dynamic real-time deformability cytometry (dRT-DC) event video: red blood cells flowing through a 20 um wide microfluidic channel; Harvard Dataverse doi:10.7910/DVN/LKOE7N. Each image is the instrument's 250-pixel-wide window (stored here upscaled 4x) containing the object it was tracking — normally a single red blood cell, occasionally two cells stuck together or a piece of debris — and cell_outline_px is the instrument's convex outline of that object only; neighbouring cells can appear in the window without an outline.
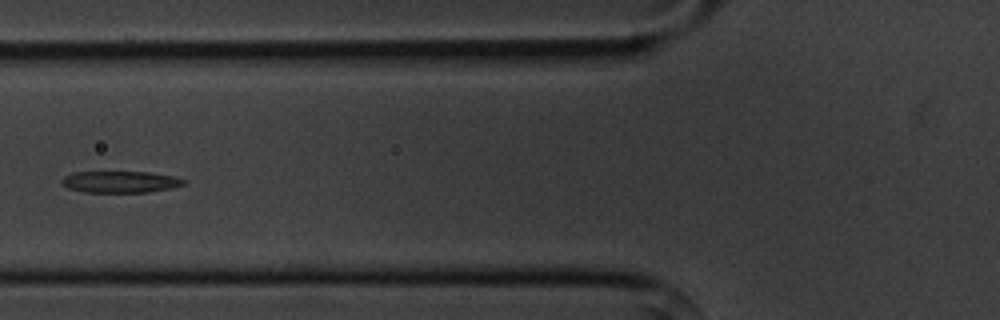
{"species": "common noctule bat (a hibernating species)", "species_latin": "Nyctalus noctula", "temperature_condition": "cold", "stored_images_in_passage": 7, "camera_frame_rate_fps": 3000, "um_per_image_px": 0.085, "animal": {"sex": "male", "body_mass_g": 20.1, "forearm_length_mm": 53.5}, "frame": {"image": 1, "passage_image": 5, "time_ms": 4.667, "image_size_px": [1000, 320], "cell_outline_px": [[184, 184], [168, 188], [148, 192], [84, 192], [68, 188], [60, 184], [60, 180], [64, 176], [72, 172], [148, 172], [172, 176], [184, 180]], "centroid_in_image_um": [10.12, 15.45], "position_along_channel_um": 115.7, "area_um2": 15.2}}
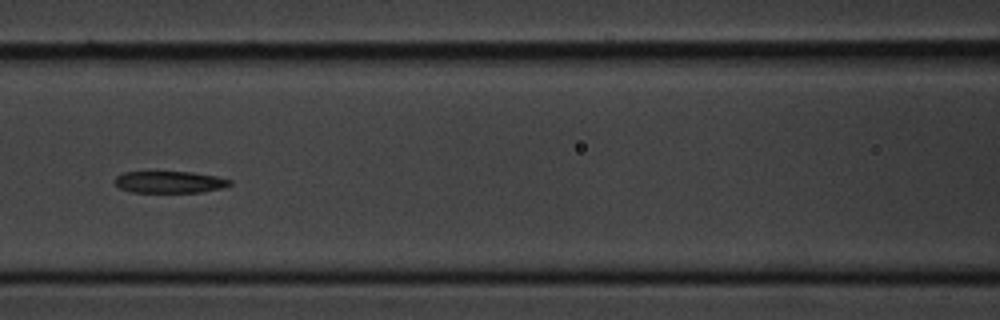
{"frame": {"image": 2, "passage_image": 6, "time_ms": 5.667, "image_size_px": [1000, 320], "cell_outline_px": [[232, 184], [224, 188], [200, 192], [132, 192], [120, 188], [116, 184], [116, 176], [124, 172], [192, 172], [216, 176], [232, 180]], "centroid_in_image_um": [14.46, 15.47], "position_along_channel_um": 152.1, "area_um2": 14.57}}
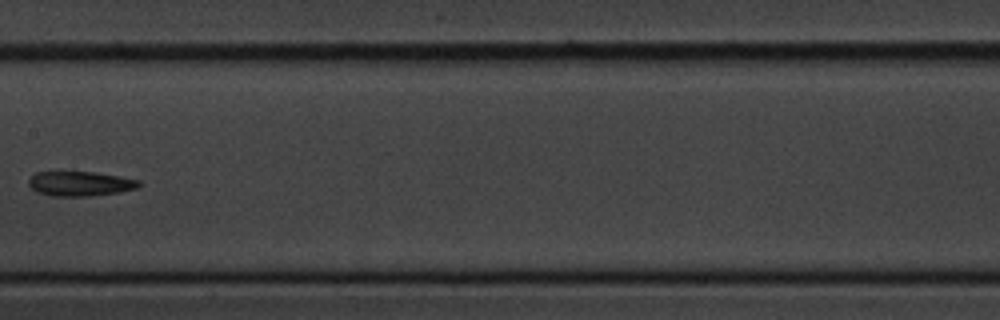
{"frame": {"image": 3, "passage_image": 7, "time_ms": 7.0, "image_size_px": [1000, 320], "cell_outline_px": [[140, 184], [136, 188], [120, 192], [92, 196], [52, 196], [36, 192], [28, 184], [28, 180], [36, 172], [96, 172], [140, 180]], "centroid_in_image_um": [6.8, 15.62], "position_along_channel_um": 200.6, "area_um2": 15.84}}